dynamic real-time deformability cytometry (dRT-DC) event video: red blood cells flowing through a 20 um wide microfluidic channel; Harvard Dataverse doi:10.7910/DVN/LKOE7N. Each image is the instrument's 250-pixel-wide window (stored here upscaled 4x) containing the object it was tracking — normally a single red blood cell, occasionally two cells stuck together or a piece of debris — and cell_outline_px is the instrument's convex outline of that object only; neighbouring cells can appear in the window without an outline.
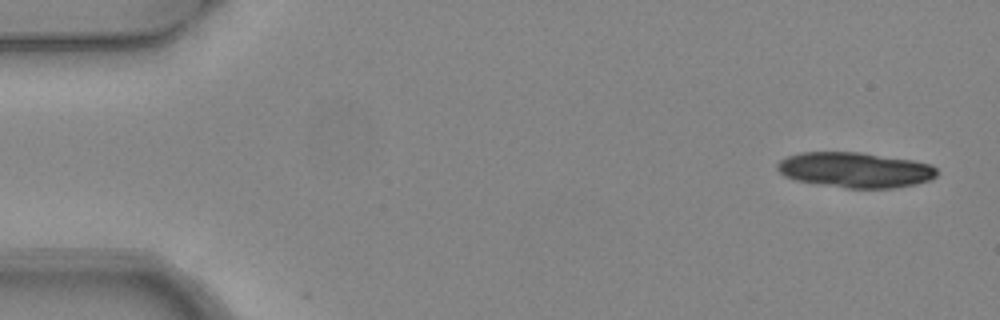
{"species": "common noctule bat (a hibernating species)", "species_latin": "Nyctalus noctula", "temperature_condition": "warm", "stored_images_in_passage": 9, "camera_frame_rate_fps": 3000, "um_per_image_px": 0.085, "animal": {"sex": "female", "body_mass_g": 24.6, "forearm_length_mm": 56.2}, "frame": {"image": 1, "passage_image": 1, "time_ms": 0.0, "image_size_px": [1000, 320], "cell_outline_px": [[936, 176], [928, 180], [916, 184], [896, 188], [844, 188], [796, 180], [784, 176], [776, 168], [776, 164], [780, 160], [788, 156], [800, 152], [860, 152], [912, 160], [932, 164], [936, 168]], "centroid_in_image_um": [72.68, 14.44], "position_along_channel_um": 12.3, "area_um2": 32.89}}
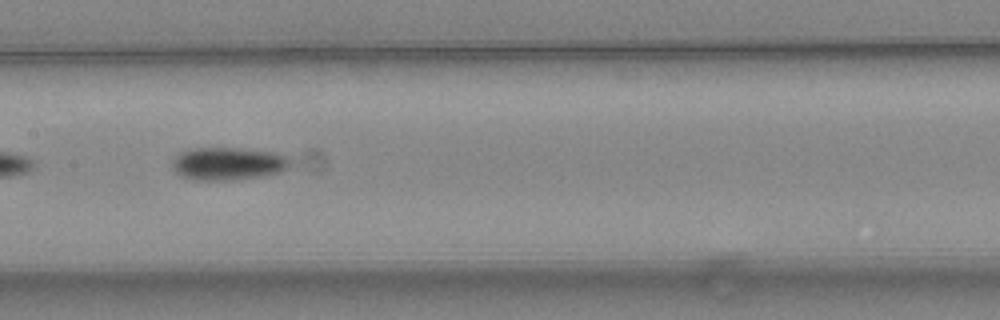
{"frame": {"image": 2, "passage_image": 8, "time_ms": 2.333, "image_size_px": [1000, 320], "cell_outline_px": [[292, 164], [288, 168], [280, 172], [260, 176], [236, 180], [192, 180], [180, 176], [172, 168], [172, 160], [180, 152], [188, 148], [236, 148], [268, 152], [284, 156], [292, 160]], "centroid_in_image_um": [19.33, 13.92], "position_along_channel_um": 188.1, "area_um2": 22.6}}
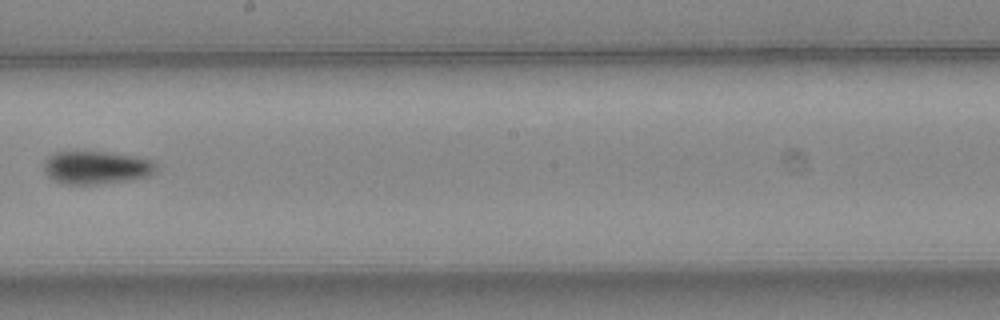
{"frame": {"image": 3, "passage_image": 9, "time_ms": 2.667, "image_size_px": [1000, 320], "cell_outline_px": [[156, 172], [148, 176], [132, 180], [100, 184], [64, 184], [52, 180], [44, 172], [44, 160], [52, 152], [108, 152], [132, 156], [148, 160], [156, 164]], "centroid_in_image_um": [8.14, 14.25], "position_along_channel_um": 240.1, "area_um2": 21.68}}